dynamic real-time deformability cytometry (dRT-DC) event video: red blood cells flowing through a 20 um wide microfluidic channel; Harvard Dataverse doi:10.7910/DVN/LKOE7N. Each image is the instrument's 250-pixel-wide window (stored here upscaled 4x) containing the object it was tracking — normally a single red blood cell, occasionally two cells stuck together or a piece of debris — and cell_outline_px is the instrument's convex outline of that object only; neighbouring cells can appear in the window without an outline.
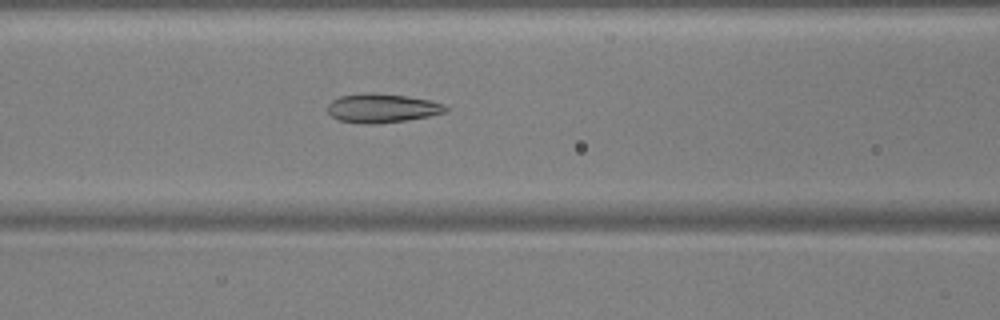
{"species": "common noctule bat (a hibernating species)", "species_latin": "Nyctalus noctula", "temperature_condition": "warm", "stored_images_in_passage": 53, "camera_frame_rate_fps": 3000, "um_per_image_px": 0.085, "animal": {"sex": "male", "body_mass_g": 17.9, "forearm_length_mm": 54.2}, "frame": {"image": 1, "passage_image": 23, "time_ms": 7.333, "image_size_px": [1000, 320], "cell_outline_px": [[448, 112], [428, 116], [404, 120], [376, 124], [364, 124], [340, 120], [332, 116], [328, 112], [328, 104], [332, 100], [340, 96], [368, 92], [408, 96], [428, 100], [444, 104], [448, 108]], "centroid_in_image_um": [32.48, 9.19], "position_along_channel_um": 134.1, "area_um2": 19.83}}
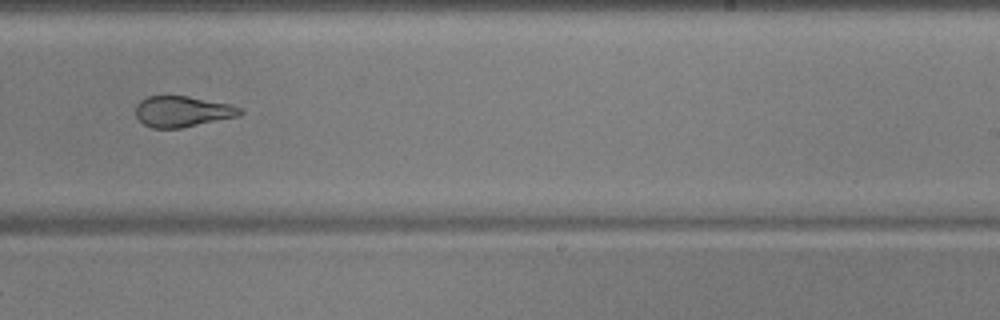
{"frame": {"image": 2, "passage_image": 34, "time_ms": 11.0, "image_size_px": [1000, 320], "cell_outline_px": [[244, 112], [240, 116], [180, 128], [152, 128], [144, 124], [136, 116], [136, 104], [140, 100], [148, 96], [188, 96], [232, 104], [240, 108]], "centroid_in_image_um": [15.52, 9.47], "position_along_channel_um": 273.5, "area_um2": 18.84}}
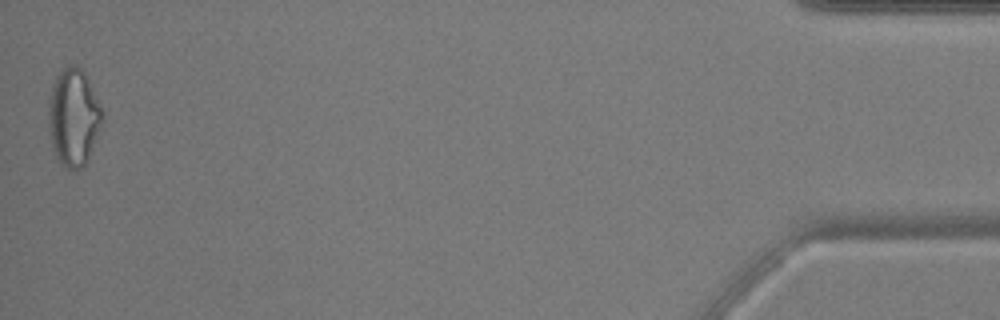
{"frame": {"image": 3, "passage_image": 53, "time_ms": 17.333, "image_size_px": [1000, 320], "cell_outline_px": [[104, 120], [88, 160], [80, 168], [68, 168], [60, 164], [56, 156], [52, 144], [48, 128], [48, 100], [52, 84], [56, 76], [64, 68], [72, 64], [76, 64], [84, 72], [104, 112]], "centroid_in_image_um": [6.25, 9.96], "position_along_channel_um": 428.9, "area_um2": 30.69}, "authors_computed_cell_mechanics": {"area_um2": 21.9062, "velocity_mm_per_s": 3.814, "shape_relaxation_time_tau1_ms": 8.5112, "shape_relaxation_time_tau2_ms": 2.5673, "deformation_change_tau1": 0.2336, "deformation_change_tau2": 0.0908}}